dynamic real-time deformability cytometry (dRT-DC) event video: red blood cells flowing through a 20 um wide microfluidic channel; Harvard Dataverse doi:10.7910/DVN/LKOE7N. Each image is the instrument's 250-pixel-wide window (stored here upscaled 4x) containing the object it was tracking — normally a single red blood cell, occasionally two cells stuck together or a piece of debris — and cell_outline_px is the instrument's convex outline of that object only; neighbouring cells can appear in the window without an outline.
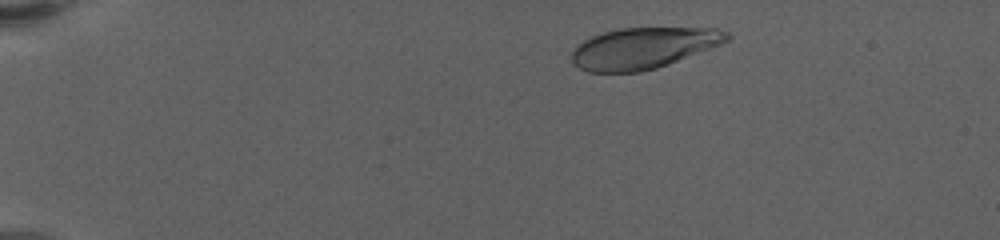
{"species": "human", "species_latin": "Homo sapiens", "temperature_condition": "warm", "stored_images_in_passage": 49, "camera_frame_rate_fps": 3000, "um_per_image_px": 0.085, "donor": {"sex": "female"}, "frame": {"image": 1, "passage_image": 6, "time_ms": 1.667, "image_size_px": [1000, 240], "cell_outline_px": [[732, 36], [728, 40], [720, 44], [668, 64], [656, 68], [640, 72], [588, 72], [580, 68], [572, 60], [572, 52], [576, 44], [600, 32], [620, 28], [716, 28], [728, 32]], "centroid_in_image_um": [54.66, 4.08], "position_along_channel_um": 30.3, "area_um2": 37.11}}
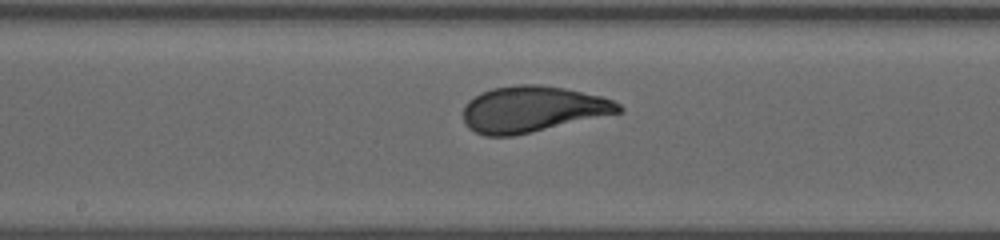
{"frame": {"image": 2, "passage_image": 29, "time_ms": 9.333, "image_size_px": [1000, 240], "cell_outline_px": [[624, 108], [620, 112], [532, 132], [512, 136], [484, 136], [468, 128], [464, 124], [464, 104], [468, 100], [492, 88], [516, 84], [540, 84], [564, 88], [600, 96], [612, 100], [620, 104]], "centroid_in_image_um": [45.23, 9.28], "position_along_channel_um": 203.0, "area_um2": 41.5}}
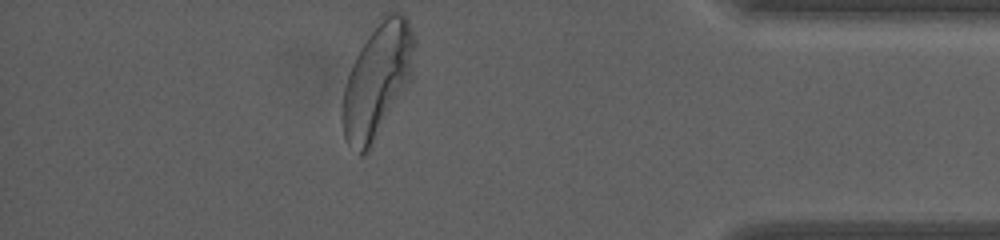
{"frame": {"image": 3, "passage_image": 49, "time_ms": 16.0, "image_size_px": [1000, 240], "cell_outline_px": [[416, 44], [408, 80], [372, 148], [364, 156], [360, 156], [348, 144], [344, 136], [340, 116], [340, 112], [344, 88], [348, 72], [360, 48], [384, 12], [400, 12], [408, 20], [416, 40]], "centroid_in_image_um": [32.02, 6.86], "position_along_channel_um": 403.2, "area_um2": 47.57}, "authors_computed_cell_mechanics": {"area_um2": 40.9224, "velocity_mm_per_s": 3.4466, "shape_relaxation_time_tau1_ms": 3.9749, "shape_relaxation_time_tau2_ms": null, "deformation_change_tau1": 0.1718, "deformation_change_tau2": null}}